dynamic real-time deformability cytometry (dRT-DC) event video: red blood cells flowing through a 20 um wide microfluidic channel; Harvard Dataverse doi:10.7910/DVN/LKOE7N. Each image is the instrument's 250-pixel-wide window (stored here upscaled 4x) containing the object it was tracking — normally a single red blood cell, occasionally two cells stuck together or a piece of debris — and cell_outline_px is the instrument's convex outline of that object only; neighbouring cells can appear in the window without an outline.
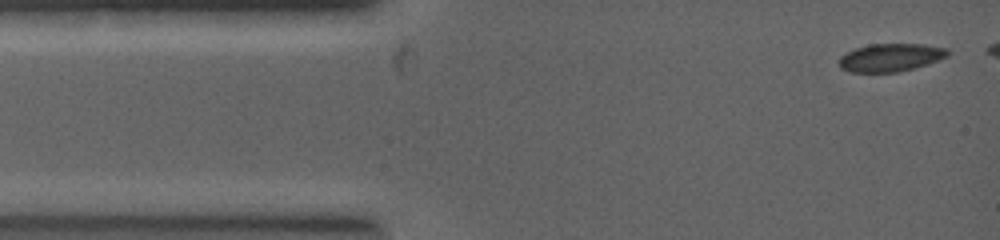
{"species": "common noctule bat (a hibernating species)", "species_latin": "Nyctalus noctula", "temperature_condition": "warm", "stored_images_in_passage": 15, "camera_frame_rate_fps": 5000, "um_per_image_px": 0.085, "animal": {"sex": "female", "body_mass_g": 19.0, "forearm_length_mm": 53.3}, "frame": {"image": 1, "passage_image": 1, "time_ms": 0.0, "image_size_px": [1000, 240], "cell_outline_px": [[948, 56], [928, 64], [896, 72], [848, 72], [840, 68], [840, 56], [856, 48], [872, 44], [924, 44], [948, 48]], "centroid_in_image_um": [75.71, 4.89], "position_along_channel_um": 9.3, "area_um2": 17.57}}
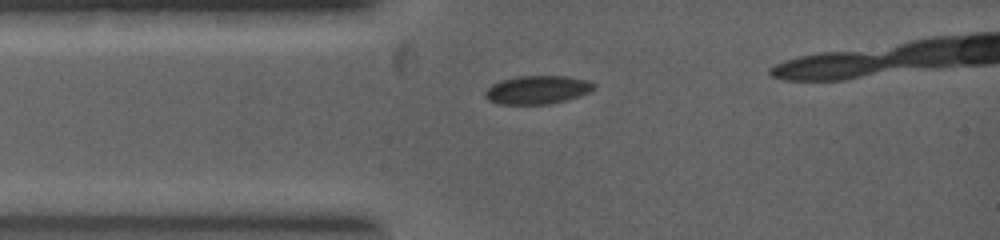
{"frame": {"image": 2, "passage_image": 5, "time_ms": 1.4, "image_size_px": [1000, 240], "cell_outline_px": [[596, 84], [588, 92], [564, 100], [548, 104], [500, 104], [488, 100], [484, 96], [484, 92], [492, 84], [504, 80], [520, 76], [564, 76], [588, 80]], "centroid_in_image_um": [45.64, 7.63], "position_along_channel_um": 39.4, "area_um2": 17.63}}